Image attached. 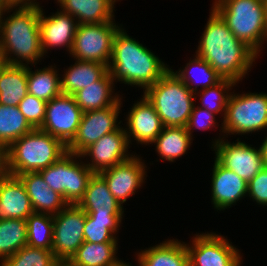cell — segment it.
Wrapping results in <instances>:
<instances>
[{
  "instance_id": "1",
  "label": "cell",
  "mask_w": 267,
  "mask_h": 266,
  "mask_svg": "<svg viewBox=\"0 0 267 266\" xmlns=\"http://www.w3.org/2000/svg\"><path fill=\"white\" fill-rule=\"evenodd\" d=\"M196 55L222 77L236 84L252 68L258 55L244 42L235 37L221 16L211 7V12Z\"/></svg>"
},
{
  "instance_id": "2",
  "label": "cell",
  "mask_w": 267,
  "mask_h": 266,
  "mask_svg": "<svg viewBox=\"0 0 267 266\" xmlns=\"http://www.w3.org/2000/svg\"><path fill=\"white\" fill-rule=\"evenodd\" d=\"M169 70L168 65L146 46L129 36L122 27L116 32L108 66L114 82L133 87L135 85L145 91Z\"/></svg>"
},
{
  "instance_id": "3",
  "label": "cell",
  "mask_w": 267,
  "mask_h": 266,
  "mask_svg": "<svg viewBox=\"0 0 267 266\" xmlns=\"http://www.w3.org/2000/svg\"><path fill=\"white\" fill-rule=\"evenodd\" d=\"M13 10L2 20L0 59L7 64L35 66L44 56L39 29L40 4L13 6Z\"/></svg>"
},
{
  "instance_id": "4",
  "label": "cell",
  "mask_w": 267,
  "mask_h": 266,
  "mask_svg": "<svg viewBox=\"0 0 267 266\" xmlns=\"http://www.w3.org/2000/svg\"><path fill=\"white\" fill-rule=\"evenodd\" d=\"M67 152V146L49 133L34 129L1 153L0 168L10 175L39 172Z\"/></svg>"
},
{
  "instance_id": "5",
  "label": "cell",
  "mask_w": 267,
  "mask_h": 266,
  "mask_svg": "<svg viewBox=\"0 0 267 266\" xmlns=\"http://www.w3.org/2000/svg\"><path fill=\"white\" fill-rule=\"evenodd\" d=\"M212 5L235 37L259 56L267 41L264 0H215Z\"/></svg>"
},
{
  "instance_id": "6",
  "label": "cell",
  "mask_w": 267,
  "mask_h": 266,
  "mask_svg": "<svg viewBox=\"0 0 267 266\" xmlns=\"http://www.w3.org/2000/svg\"><path fill=\"white\" fill-rule=\"evenodd\" d=\"M143 94L153 104L164 126L186 127L197 96L171 70Z\"/></svg>"
},
{
  "instance_id": "7",
  "label": "cell",
  "mask_w": 267,
  "mask_h": 266,
  "mask_svg": "<svg viewBox=\"0 0 267 266\" xmlns=\"http://www.w3.org/2000/svg\"><path fill=\"white\" fill-rule=\"evenodd\" d=\"M81 159L80 155L67 151L52 165L39 171L50 189L61 194L68 204L79 203L95 174Z\"/></svg>"
},
{
  "instance_id": "8",
  "label": "cell",
  "mask_w": 267,
  "mask_h": 266,
  "mask_svg": "<svg viewBox=\"0 0 267 266\" xmlns=\"http://www.w3.org/2000/svg\"><path fill=\"white\" fill-rule=\"evenodd\" d=\"M222 120L224 140L225 134L245 135L267 130V94L231 92Z\"/></svg>"
},
{
  "instance_id": "9",
  "label": "cell",
  "mask_w": 267,
  "mask_h": 266,
  "mask_svg": "<svg viewBox=\"0 0 267 266\" xmlns=\"http://www.w3.org/2000/svg\"><path fill=\"white\" fill-rule=\"evenodd\" d=\"M114 22L78 24L70 52L74 60L98 62L109 66L114 37L122 27Z\"/></svg>"
},
{
  "instance_id": "10",
  "label": "cell",
  "mask_w": 267,
  "mask_h": 266,
  "mask_svg": "<svg viewBox=\"0 0 267 266\" xmlns=\"http://www.w3.org/2000/svg\"><path fill=\"white\" fill-rule=\"evenodd\" d=\"M193 237L192 244L185 243L189 266H241L243 261L239 249L224 236L205 232Z\"/></svg>"
},
{
  "instance_id": "11",
  "label": "cell",
  "mask_w": 267,
  "mask_h": 266,
  "mask_svg": "<svg viewBox=\"0 0 267 266\" xmlns=\"http://www.w3.org/2000/svg\"><path fill=\"white\" fill-rule=\"evenodd\" d=\"M224 137L215 139L212 144L215 159L225 168L232 170L247 183L252 180L265 166L262 151L248 145L245 141L229 142Z\"/></svg>"
},
{
  "instance_id": "12",
  "label": "cell",
  "mask_w": 267,
  "mask_h": 266,
  "mask_svg": "<svg viewBox=\"0 0 267 266\" xmlns=\"http://www.w3.org/2000/svg\"><path fill=\"white\" fill-rule=\"evenodd\" d=\"M86 213L78 205L68 204L53 216L52 252L55 258L71 259L84 242Z\"/></svg>"
},
{
  "instance_id": "13",
  "label": "cell",
  "mask_w": 267,
  "mask_h": 266,
  "mask_svg": "<svg viewBox=\"0 0 267 266\" xmlns=\"http://www.w3.org/2000/svg\"><path fill=\"white\" fill-rule=\"evenodd\" d=\"M121 105H123L122 102L117 106L82 113L76 136L67 145V151L80 155L105 134L120 129L122 121H118V116Z\"/></svg>"
},
{
  "instance_id": "14",
  "label": "cell",
  "mask_w": 267,
  "mask_h": 266,
  "mask_svg": "<svg viewBox=\"0 0 267 266\" xmlns=\"http://www.w3.org/2000/svg\"><path fill=\"white\" fill-rule=\"evenodd\" d=\"M82 113L74 96L61 94L47 102L40 130L60 139L67 146L76 136Z\"/></svg>"
},
{
  "instance_id": "15",
  "label": "cell",
  "mask_w": 267,
  "mask_h": 266,
  "mask_svg": "<svg viewBox=\"0 0 267 266\" xmlns=\"http://www.w3.org/2000/svg\"><path fill=\"white\" fill-rule=\"evenodd\" d=\"M129 145L125 128L121 127L105 134L87 147L80 156L82 159L86 156L91 158L90 162H86V166L94 173H99L130 159L133 155L128 153Z\"/></svg>"
},
{
  "instance_id": "16",
  "label": "cell",
  "mask_w": 267,
  "mask_h": 266,
  "mask_svg": "<svg viewBox=\"0 0 267 266\" xmlns=\"http://www.w3.org/2000/svg\"><path fill=\"white\" fill-rule=\"evenodd\" d=\"M147 166L141 157L135 154L128 160L107 168L98 174L106 181L114 198L123 206L128 198L135 195L144 181Z\"/></svg>"
},
{
  "instance_id": "17",
  "label": "cell",
  "mask_w": 267,
  "mask_h": 266,
  "mask_svg": "<svg viewBox=\"0 0 267 266\" xmlns=\"http://www.w3.org/2000/svg\"><path fill=\"white\" fill-rule=\"evenodd\" d=\"M130 109L125 119L127 121L125 132L129 144H132L133 139L137 144H152L164 128L153 104L143 94L142 98Z\"/></svg>"
},
{
  "instance_id": "18",
  "label": "cell",
  "mask_w": 267,
  "mask_h": 266,
  "mask_svg": "<svg viewBox=\"0 0 267 266\" xmlns=\"http://www.w3.org/2000/svg\"><path fill=\"white\" fill-rule=\"evenodd\" d=\"M44 13L40 6L39 29L43 55L51 48L60 47H65L70 54L78 25L76 19L61 10L48 17Z\"/></svg>"
},
{
  "instance_id": "19",
  "label": "cell",
  "mask_w": 267,
  "mask_h": 266,
  "mask_svg": "<svg viewBox=\"0 0 267 266\" xmlns=\"http://www.w3.org/2000/svg\"><path fill=\"white\" fill-rule=\"evenodd\" d=\"M211 179V202L217 211L230 208L243 197H247L248 183L232 170L222 166L216 159Z\"/></svg>"
},
{
  "instance_id": "20",
  "label": "cell",
  "mask_w": 267,
  "mask_h": 266,
  "mask_svg": "<svg viewBox=\"0 0 267 266\" xmlns=\"http://www.w3.org/2000/svg\"><path fill=\"white\" fill-rule=\"evenodd\" d=\"M33 213L30 198L20 178L0 168V219L26 220Z\"/></svg>"
},
{
  "instance_id": "21",
  "label": "cell",
  "mask_w": 267,
  "mask_h": 266,
  "mask_svg": "<svg viewBox=\"0 0 267 266\" xmlns=\"http://www.w3.org/2000/svg\"><path fill=\"white\" fill-rule=\"evenodd\" d=\"M30 198L34 213L56 215L68 203L58 192L50 189L39 172L18 175Z\"/></svg>"
},
{
  "instance_id": "22",
  "label": "cell",
  "mask_w": 267,
  "mask_h": 266,
  "mask_svg": "<svg viewBox=\"0 0 267 266\" xmlns=\"http://www.w3.org/2000/svg\"><path fill=\"white\" fill-rule=\"evenodd\" d=\"M61 11L73 16L78 24L115 21L116 0H56Z\"/></svg>"
},
{
  "instance_id": "23",
  "label": "cell",
  "mask_w": 267,
  "mask_h": 266,
  "mask_svg": "<svg viewBox=\"0 0 267 266\" xmlns=\"http://www.w3.org/2000/svg\"><path fill=\"white\" fill-rule=\"evenodd\" d=\"M139 266H189L185 242L167 239L136 254Z\"/></svg>"
},
{
  "instance_id": "24",
  "label": "cell",
  "mask_w": 267,
  "mask_h": 266,
  "mask_svg": "<svg viewBox=\"0 0 267 266\" xmlns=\"http://www.w3.org/2000/svg\"><path fill=\"white\" fill-rule=\"evenodd\" d=\"M113 86H115L114 80L108 71L100 80L79 90L73 96L83 113L109 106H117L122 102V98L120 94L114 93L115 87Z\"/></svg>"
},
{
  "instance_id": "25",
  "label": "cell",
  "mask_w": 267,
  "mask_h": 266,
  "mask_svg": "<svg viewBox=\"0 0 267 266\" xmlns=\"http://www.w3.org/2000/svg\"><path fill=\"white\" fill-rule=\"evenodd\" d=\"M108 72V66L98 62L75 60L64 70L61 81L62 94L74 95L79 90L100 80Z\"/></svg>"
},
{
  "instance_id": "26",
  "label": "cell",
  "mask_w": 267,
  "mask_h": 266,
  "mask_svg": "<svg viewBox=\"0 0 267 266\" xmlns=\"http://www.w3.org/2000/svg\"><path fill=\"white\" fill-rule=\"evenodd\" d=\"M124 212L86 213L84 241L94 243L118 242L116 235Z\"/></svg>"
},
{
  "instance_id": "27",
  "label": "cell",
  "mask_w": 267,
  "mask_h": 266,
  "mask_svg": "<svg viewBox=\"0 0 267 266\" xmlns=\"http://www.w3.org/2000/svg\"><path fill=\"white\" fill-rule=\"evenodd\" d=\"M27 94V66L3 63L0 67V104L18 106Z\"/></svg>"
},
{
  "instance_id": "28",
  "label": "cell",
  "mask_w": 267,
  "mask_h": 266,
  "mask_svg": "<svg viewBox=\"0 0 267 266\" xmlns=\"http://www.w3.org/2000/svg\"><path fill=\"white\" fill-rule=\"evenodd\" d=\"M77 205L85 213L124 212L123 206L114 198L106 181L98 173L90 179L84 196Z\"/></svg>"
},
{
  "instance_id": "29",
  "label": "cell",
  "mask_w": 267,
  "mask_h": 266,
  "mask_svg": "<svg viewBox=\"0 0 267 266\" xmlns=\"http://www.w3.org/2000/svg\"><path fill=\"white\" fill-rule=\"evenodd\" d=\"M192 140L186 127L164 126L152 145L156 144L159 160L174 162L189 150Z\"/></svg>"
},
{
  "instance_id": "30",
  "label": "cell",
  "mask_w": 267,
  "mask_h": 266,
  "mask_svg": "<svg viewBox=\"0 0 267 266\" xmlns=\"http://www.w3.org/2000/svg\"><path fill=\"white\" fill-rule=\"evenodd\" d=\"M117 251V242L84 241L71 260L79 266H120L124 261L117 258Z\"/></svg>"
},
{
  "instance_id": "31",
  "label": "cell",
  "mask_w": 267,
  "mask_h": 266,
  "mask_svg": "<svg viewBox=\"0 0 267 266\" xmlns=\"http://www.w3.org/2000/svg\"><path fill=\"white\" fill-rule=\"evenodd\" d=\"M60 74L56 66H48L43 69H36L27 66L28 94L38 99L49 102L52 98L58 97L61 92Z\"/></svg>"
},
{
  "instance_id": "32",
  "label": "cell",
  "mask_w": 267,
  "mask_h": 266,
  "mask_svg": "<svg viewBox=\"0 0 267 266\" xmlns=\"http://www.w3.org/2000/svg\"><path fill=\"white\" fill-rule=\"evenodd\" d=\"M33 130L18 106L0 104V154L14 141Z\"/></svg>"
},
{
  "instance_id": "33",
  "label": "cell",
  "mask_w": 267,
  "mask_h": 266,
  "mask_svg": "<svg viewBox=\"0 0 267 266\" xmlns=\"http://www.w3.org/2000/svg\"><path fill=\"white\" fill-rule=\"evenodd\" d=\"M194 56V59H190L183 69L180 68L176 72L171 68L170 70L188 87L191 92L196 93L198 90H203L214 86L222 80V77L208 64L207 61L200 58L196 54ZM193 72H197L196 75L199 73V79L197 76H194L195 73L193 74ZM199 86L202 88L198 89Z\"/></svg>"
},
{
  "instance_id": "34",
  "label": "cell",
  "mask_w": 267,
  "mask_h": 266,
  "mask_svg": "<svg viewBox=\"0 0 267 266\" xmlns=\"http://www.w3.org/2000/svg\"><path fill=\"white\" fill-rule=\"evenodd\" d=\"M27 222L22 219H0V262L27 245Z\"/></svg>"
},
{
  "instance_id": "35",
  "label": "cell",
  "mask_w": 267,
  "mask_h": 266,
  "mask_svg": "<svg viewBox=\"0 0 267 266\" xmlns=\"http://www.w3.org/2000/svg\"><path fill=\"white\" fill-rule=\"evenodd\" d=\"M26 222L27 245L52 251L53 215L33 213Z\"/></svg>"
},
{
  "instance_id": "36",
  "label": "cell",
  "mask_w": 267,
  "mask_h": 266,
  "mask_svg": "<svg viewBox=\"0 0 267 266\" xmlns=\"http://www.w3.org/2000/svg\"><path fill=\"white\" fill-rule=\"evenodd\" d=\"M236 86V83L229 79H222L220 82L215 84L212 87H209L207 89L199 90L195 93V95L198 96L201 100L202 105L199 107L204 108L208 110L209 112H212L214 114H221L223 113V119L226 114V107L228 98L230 96V90H232Z\"/></svg>"
},
{
  "instance_id": "37",
  "label": "cell",
  "mask_w": 267,
  "mask_h": 266,
  "mask_svg": "<svg viewBox=\"0 0 267 266\" xmlns=\"http://www.w3.org/2000/svg\"><path fill=\"white\" fill-rule=\"evenodd\" d=\"M55 259L51 250L26 245L4 259L0 266H51Z\"/></svg>"
},
{
  "instance_id": "38",
  "label": "cell",
  "mask_w": 267,
  "mask_h": 266,
  "mask_svg": "<svg viewBox=\"0 0 267 266\" xmlns=\"http://www.w3.org/2000/svg\"><path fill=\"white\" fill-rule=\"evenodd\" d=\"M47 102L38 99L37 97L27 94L20 102H19V110L25 116L29 124L34 129H40L46 112Z\"/></svg>"
},
{
  "instance_id": "39",
  "label": "cell",
  "mask_w": 267,
  "mask_h": 266,
  "mask_svg": "<svg viewBox=\"0 0 267 266\" xmlns=\"http://www.w3.org/2000/svg\"><path fill=\"white\" fill-rule=\"evenodd\" d=\"M216 114L209 112L208 110L201 108L197 105H194L193 111L189 117V120L186 125V130L190 134L191 138L193 136V130L201 129L203 130H209L213 127H218V122H216L215 118Z\"/></svg>"
},
{
  "instance_id": "40",
  "label": "cell",
  "mask_w": 267,
  "mask_h": 266,
  "mask_svg": "<svg viewBox=\"0 0 267 266\" xmlns=\"http://www.w3.org/2000/svg\"><path fill=\"white\" fill-rule=\"evenodd\" d=\"M247 195L258 205L267 206V167L248 182Z\"/></svg>"
},
{
  "instance_id": "41",
  "label": "cell",
  "mask_w": 267,
  "mask_h": 266,
  "mask_svg": "<svg viewBox=\"0 0 267 266\" xmlns=\"http://www.w3.org/2000/svg\"><path fill=\"white\" fill-rule=\"evenodd\" d=\"M9 6L37 5V0H4Z\"/></svg>"
},
{
  "instance_id": "42",
  "label": "cell",
  "mask_w": 267,
  "mask_h": 266,
  "mask_svg": "<svg viewBox=\"0 0 267 266\" xmlns=\"http://www.w3.org/2000/svg\"><path fill=\"white\" fill-rule=\"evenodd\" d=\"M13 12V6H9L7 3H0V31L2 26V20L5 18V14Z\"/></svg>"
},
{
  "instance_id": "43",
  "label": "cell",
  "mask_w": 267,
  "mask_h": 266,
  "mask_svg": "<svg viewBox=\"0 0 267 266\" xmlns=\"http://www.w3.org/2000/svg\"><path fill=\"white\" fill-rule=\"evenodd\" d=\"M51 266H79L75 264L71 259L56 258Z\"/></svg>"
},
{
  "instance_id": "44",
  "label": "cell",
  "mask_w": 267,
  "mask_h": 266,
  "mask_svg": "<svg viewBox=\"0 0 267 266\" xmlns=\"http://www.w3.org/2000/svg\"><path fill=\"white\" fill-rule=\"evenodd\" d=\"M260 145V149L262 151V157L264 159L265 166L267 167V136L265 140L263 139V142Z\"/></svg>"
},
{
  "instance_id": "45",
  "label": "cell",
  "mask_w": 267,
  "mask_h": 266,
  "mask_svg": "<svg viewBox=\"0 0 267 266\" xmlns=\"http://www.w3.org/2000/svg\"><path fill=\"white\" fill-rule=\"evenodd\" d=\"M264 2H265L266 22H267V0H264Z\"/></svg>"
},
{
  "instance_id": "46",
  "label": "cell",
  "mask_w": 267,
  "mask_h": 266,
  "mask_svg": "<svg viewBox=\"0 0 267 266\" xmlns=\"http://www.w3.org/2000/svg\"><path fill=\"white\" fill-rule=\"evenodd\" d=\"M131 263H127V262H123L120 266H132V265H129Z\"/></svg>"
},
{
  "instance_id": "47",
  "label": "cell",
  "mask_w": 267,
  "mask_h": 266,
  "mask_svg": "<svg viewBox=\"0 0 267 266\" xmlns=\"http://www.w3.org/2000/svg\"><path fill=\"white\" fill-rule=\"evenodd\" d=\"M3 63H4V62L0 59V67L2 66Z\"/></svg>"
}]
</instances>
